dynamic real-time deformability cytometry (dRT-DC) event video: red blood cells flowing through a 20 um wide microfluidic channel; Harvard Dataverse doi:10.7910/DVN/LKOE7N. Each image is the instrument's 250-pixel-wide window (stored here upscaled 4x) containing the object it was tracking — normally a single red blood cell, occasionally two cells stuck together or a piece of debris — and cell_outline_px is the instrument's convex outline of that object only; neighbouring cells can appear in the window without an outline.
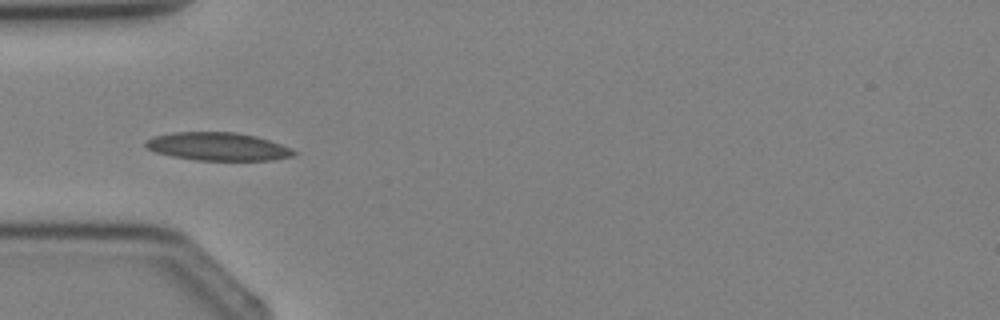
{"species": "Egyptian fruit bat (a non-hibernating species)", "species_latin": "Rousettus aegyptiacus", "temperature_condition": "cold", "stored_images_in_passage": 2, "camera_frame_rate_fps": 3000, "um_per_image_px": 0.085, "animal": {"sex": "female"}, "frame": {"image": 1, "passage_image": 2, "time_ms": 2.0, "image_size_px": [1000, 320], "cell_outline_px": [[300, 152], [292, 156], [272, 160], [196, 160], [172, 156], [156, 152], [148, 148], [144, 144], [144, 140], [152, 136], [172, 132], [236, 132], [256, 136], [292, 148]], "centroid_in_image_um": [18.51, 12.45], "position_along_channel_um": 66.5, "area_um2": 24.33}}